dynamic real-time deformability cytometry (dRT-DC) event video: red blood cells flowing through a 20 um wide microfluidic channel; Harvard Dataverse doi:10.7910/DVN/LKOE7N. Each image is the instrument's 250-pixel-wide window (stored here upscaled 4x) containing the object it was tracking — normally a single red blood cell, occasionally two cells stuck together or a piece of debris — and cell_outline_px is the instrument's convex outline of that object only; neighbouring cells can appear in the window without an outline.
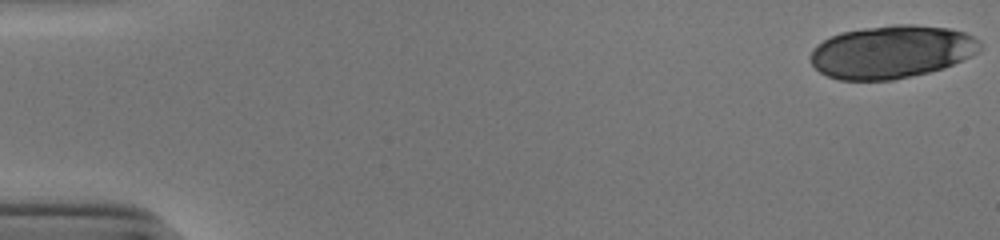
{"species": "human", "species_latin": "Homo sapiens", "temperature_condition": "cold", "stored_images_in_passage": 47, "segment_of_instrument_passage": [1, 2], "camera_frame_rate_fps": 3000, "um_per_image_px": 0.085, "donor": {"sex": "male"}, "frame": {"image": 1, "passage_image": 1, "time_ms": 0.0, "image_size_px": [1000, 240], "cell_outline_px": [[980, 48], [976, 52], [944, 68], [928, 72], [892, 80], [840, 80], [828, 76], [820, 72], [812, 64], [812, 52], [816, 44], [840, 32], [864, 28], [892, 24], [912, 24], [948, 28], [964, 32], [972, 36], [980, 44]], "centroid_in_image_um": [75.75, 4.4], "position_along_channel_um": 9.2, "area_um2": 51.79}}
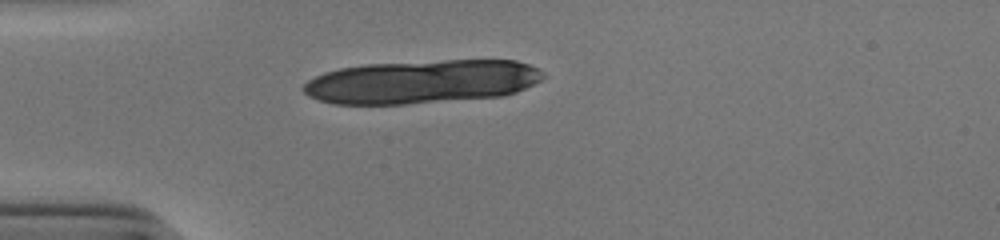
{"frame": {"image": 2, "passage_image": 15, "time_ms": 4.667, "image_size_px": [1000, 240], "cell_outline_px": [[544, 76], [540, 80], [516, 92], [504, 96], [404, 104], [332, 104], [308, 96], [300, 88], [308, 80], [324, 72], [340, 68], [364, 64], [444, 60], [516, 60], [528, 64], [544, 72]], "centroid_in_image_um": [35.82, 6.94], "position_along_channel_um": 49.2, "area_um2": 60.86}}